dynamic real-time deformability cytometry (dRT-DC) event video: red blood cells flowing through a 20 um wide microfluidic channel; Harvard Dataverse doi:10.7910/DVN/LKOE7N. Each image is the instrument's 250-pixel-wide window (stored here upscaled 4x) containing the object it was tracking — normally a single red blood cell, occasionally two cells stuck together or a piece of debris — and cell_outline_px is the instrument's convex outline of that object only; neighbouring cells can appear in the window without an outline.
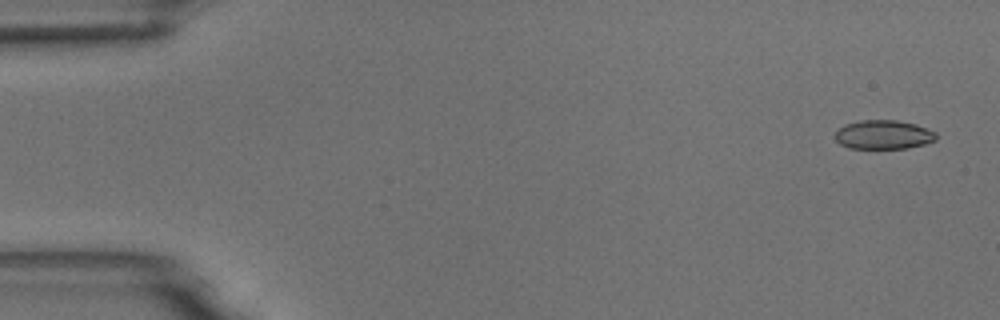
{"species": "common noctule bat (a hibernating species)", "species_latin": "Nyctalus noctula", "temperature_condition": "room temperature", "stored_images_in_passage": 6, "segment_of_instrument_passage": [1, 2], "camera_frame_rate_fps": 3000, "um_per_image_px": 0.085, "animal": {"sex": "male", "body_mass_g": 18.8}, "frame": {"image": 1, "passage_image": 1, "time_ms": 0.0, "image_size_px": [1000, 320], "cell_outline_px": [[936, 140], [924, 144], [908, 148], [848, 148], [840, 144], [836, 140], [836, 132], [844, 124], [860, 120], [896, 120], [916, 124], [936, 132]], "centroid_in_image_um": [75.1, 11.44], "position_along_channel_um": 9.9, "area_um2": 17.05}}